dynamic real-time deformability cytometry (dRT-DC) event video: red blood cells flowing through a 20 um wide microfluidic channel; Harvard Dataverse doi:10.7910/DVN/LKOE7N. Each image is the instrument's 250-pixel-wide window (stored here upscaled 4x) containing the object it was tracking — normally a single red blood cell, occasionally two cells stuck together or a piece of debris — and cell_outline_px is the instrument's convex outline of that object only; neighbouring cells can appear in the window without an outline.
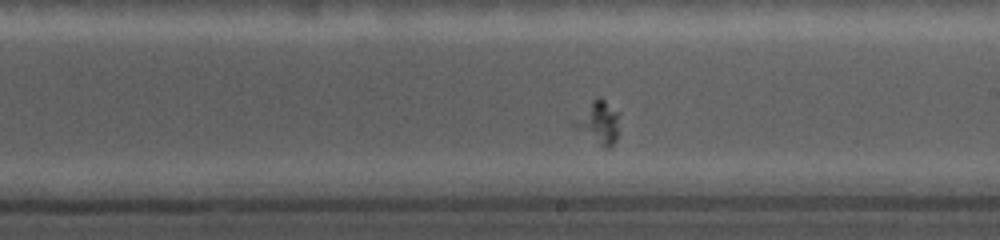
{"species": "common noctule bat (a hibernating species)", "species_latin": "Nyctalus noctula", "temperature_condition": "cold", "stored_images_in_passage": 33, "camera_frame_rate_fps": 5000, "um_per_image_px": 0.085, "animal": {"sex": "female", "body_mass_g": 19.0, "forearm_length_mm": 56.7}, "frame": {"image": 1, "passage_image": 17, "time_ms": 6.2, "image_size_px": [1000, 240], "cell_outline_px": [[616, 140], [612, 148], [604, 148], [572, 124], [572, 120], [592, 100], [604, 100], [616, 112]], "centroid_in_image_um": [50.83, 10.45], "position_along_channel_um": 238.2, "area_um2": 10.4}}
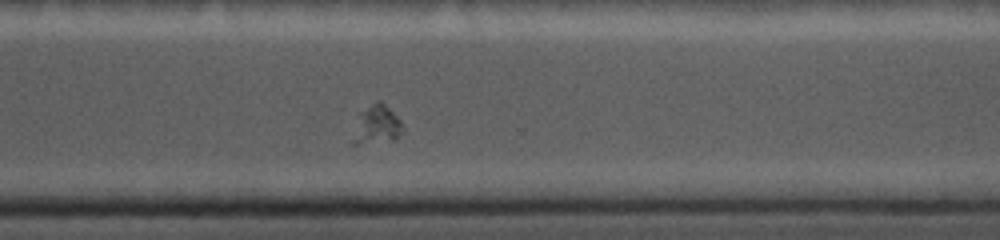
{"frame": {"image": 2, "passage_image": 26, "time_ms": 9.0, "image_size_px": [1000, 240], "cell_outline_px": [[404, 132], [396, 140], [356, 144], [348, 144], [364, 112], [372, 104], [380, 100], [400, 120], [404, 128]], "centroid_in_image_um": [32.08, 10.69], "position_along_channel_um": 338.5, "area_um2": 10.81}}
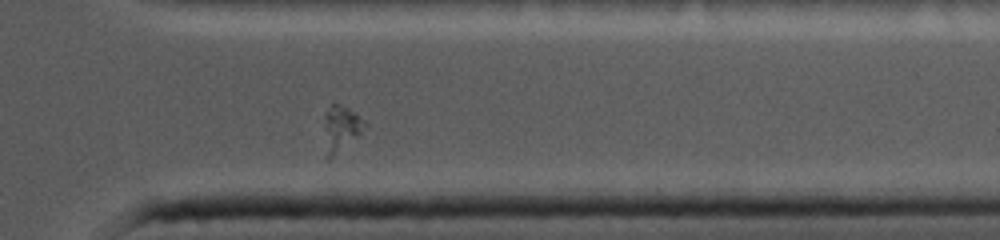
{"frame": {"image": 3, "passage_image": 30, "time_ms": 10.2, "image_size_px": [1000, 240], "cell_outline_px": [[368, 124], [356, 136], [328, 160], [324, 128], [324, 112], [332, 104], [336, 104], [352, 112]], "centroid_in_image_um": [28.94, 10.89], "position_along_channel_um": 382.5, "area_um2": 10.0}}